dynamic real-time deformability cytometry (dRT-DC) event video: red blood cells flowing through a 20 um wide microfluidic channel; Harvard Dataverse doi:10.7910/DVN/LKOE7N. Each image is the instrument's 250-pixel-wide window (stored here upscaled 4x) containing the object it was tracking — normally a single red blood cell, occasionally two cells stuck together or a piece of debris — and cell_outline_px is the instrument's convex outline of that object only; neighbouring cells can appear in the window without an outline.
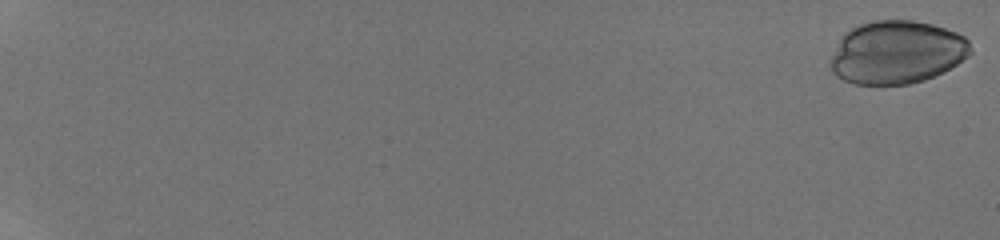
{"species": "human", "species_latin": "Homo sapiens", "temperature_condition": "room temperature", "stored_images_in_passage": 57, "camera_frame_rate_fps": 3000, "um_per_image_px": 0.085, "donor": {"sex": "male"}, "frame": {"image": 1, "passage_image": 1, "time_ms": 0.0, "image_size_px": [1000, 240], "cell_outline_px": [[972, 52], [968, 56], [944, 72], [924, 80], [908, 84], [852, 84], [836, 76], [832, 72], [832, 56], [840, 36], [844, 32], [860, 24], [872, 20], [912, 20], [932, 24], [956, 32], [964, 36], [968, 40], [972, 48]], "centroid_in_image_um": [76.23, 4.44], "position_along_channel_um": 8.8, "area_um2": 51.56}}
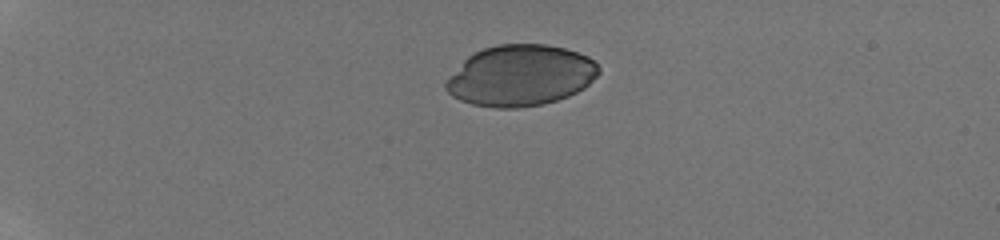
{"frame": {"image": 2, "passage_image": 21, "time_ms": 5.0, "image_size_px": [1000, 240], "cell_outline_px": [[600, 72], [584, 88], [568, 96], [544, 104], [516, 108], [496, 108], [472, 104], [460, 100], [452, 96], [444, 88], [444, 84], [464, 60], [468, 56], [484, 48], [496, 44], [548, 44], [564, 48], [588, 56], [600, 68]], "centroid_in_image_um": [44.24, 6.42], "position_along_channel_um": 40.8, "area_um2": 54.16}}
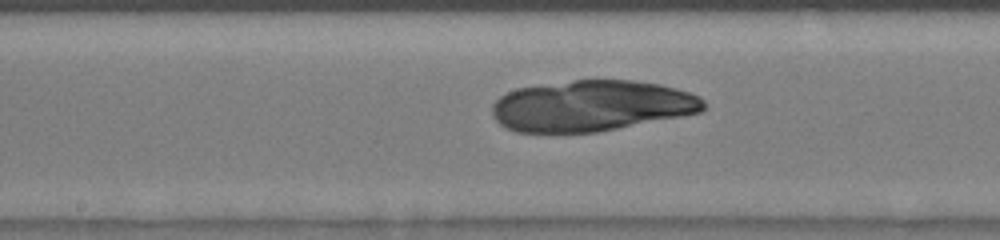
{"frame": {"image": 3, "passage_image": 40, "time_ms": 10.667, "image_size_px": [1000, 240], "cell_outline_px": [[704, 108], [700, 112], [680, 116], [596, 132], [516, 132], [504, 128], [492, 116], [492, 104], [500, 96], [516, 88], [572, 80], [632, 80], [660, 84], [676, 88], [700, 96], [704, 100]], "centroid_in_image_um": [50.24, 8.99], "position_along_channel_um": 198.0, "area_um2": 62.66}}